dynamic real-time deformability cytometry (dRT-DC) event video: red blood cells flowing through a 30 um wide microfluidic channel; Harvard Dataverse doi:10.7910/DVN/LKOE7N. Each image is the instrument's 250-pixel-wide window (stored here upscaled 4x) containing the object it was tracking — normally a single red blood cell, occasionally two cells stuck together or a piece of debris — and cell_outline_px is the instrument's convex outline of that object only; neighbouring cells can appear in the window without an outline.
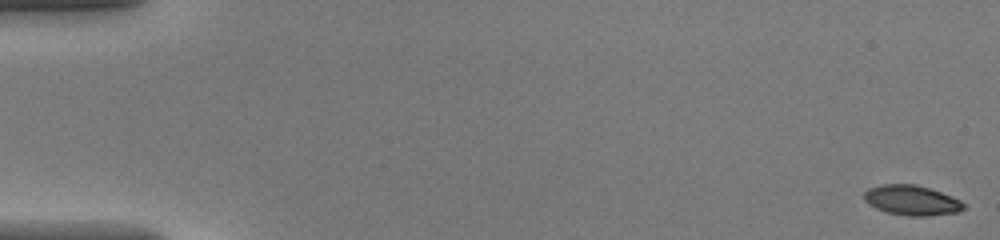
{"species": "common noctule bat (a hibernating species)", "species_latin": "Nyctalus noctula", "temperature_condition": "warm", "stored_images_in_passage": 14, "camera_frame_rate_fps": 3000, "um_per_image_px": 0.085, "animal": {"sex": "female", "body_mass_g": 20.0, "forearm_length_mm": 54.0}, "frame": {"image": 1, "passage_image": 1, "time_ms": 0.0, "image_size_px": [1000, 240], "cell_outline_px": [[964, 208], [956, 212], [924, 216], [908, 216], [888, 212], [876, 208], [868, 204], [864, 200], [864, 192], [868, 188], [884, 184], [916, 184], [952, 196], [960, 200], [964, 204]], "centroid_in_image_um": [77.46, 17.02], "position_along_channel_um": 7.5, "area_um2": 17.22}}
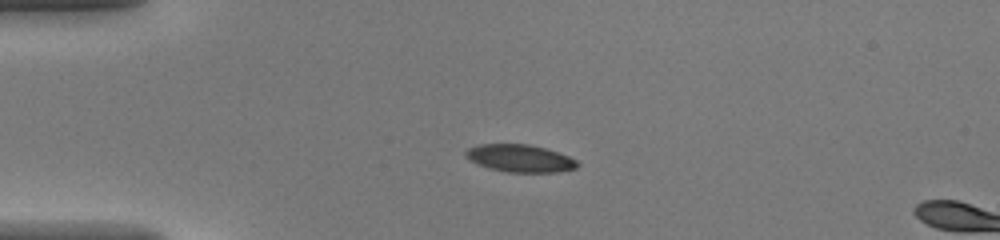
{"frame": {"image": 2, "passage_image": 12, "time_ms": 3.667, "image_size_px": [1000, 240], "cell_outline_px": [[580, 164], [576, 168], [556, 172], [508, 172], [488, 168], [476, 164], [464, 156], [464, 152], [468, 148], [480, 144], [528, 144], [544, 148], [568, 156], [576, 160]], "centroid_in_image_um": [44.16, 13.46], "position_along_channel_um": 40.8, "area_um2": 17.86}}